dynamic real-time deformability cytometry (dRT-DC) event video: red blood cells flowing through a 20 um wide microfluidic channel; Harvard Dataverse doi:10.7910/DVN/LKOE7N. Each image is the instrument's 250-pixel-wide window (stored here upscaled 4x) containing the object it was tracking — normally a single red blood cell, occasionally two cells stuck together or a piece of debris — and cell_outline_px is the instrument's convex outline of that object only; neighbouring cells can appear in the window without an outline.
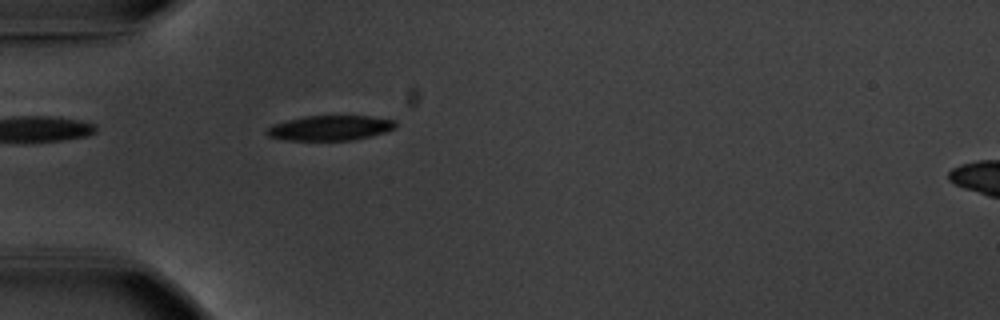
{"species": "common noctule bat (a hibernating species)", "species_latin": "Nyctalus noctula", "temperature_condition": "warm", "stored_images_in_passage": 2, "camera_frame_rate_fps": 3000, "um_per_image_px": 0.085, "animal": {"sex": "male", "body_mass_g": 20.1, "forearm_length_mm": 53.5}, "frame": {"image": 1, "passage_image": 1, "time_ms": 0.0, "image_size_px": [1000, 320], "cell_outline_px": [[396, 128], [384, 132], [352, 140], [284, 140], [268, 136], [264, 132], [272, 124], [304, 116], [368, 116], [396, 120]], "centroid_in_image_um": [28.03, 10.87], "position_along_channel_um": 57.0, "area_um2": 18.67}}